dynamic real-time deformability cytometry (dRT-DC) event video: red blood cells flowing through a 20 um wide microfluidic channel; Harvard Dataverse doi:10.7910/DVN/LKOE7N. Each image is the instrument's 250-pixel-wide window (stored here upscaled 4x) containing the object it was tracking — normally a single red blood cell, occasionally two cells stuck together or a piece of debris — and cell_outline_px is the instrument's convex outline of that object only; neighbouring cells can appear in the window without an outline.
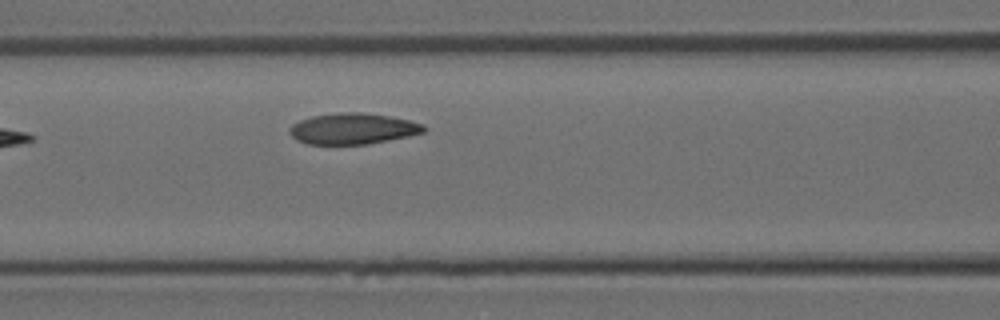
{"species": "Egyptian fruit bat (a non-hibernating species)", "species_latin": "Rousettus aegyptiacus", "temperature_condition": "room temperature", "stored_images_in_passage": 7, "camera_frame_rate_fps": 3000, "um_per_image_px": 0.085, "animal": {"sex": "female"}, "frame": {"image": 1, "passage_image": 7, "time_ms": 2.0, "image_size_px": [1000, 320], "cell_outline_px": [[428, 128], [424, 132], [408, 136], [368, 144], [308, 144], [296, 140], [292, 136], [288, 128], [292, 124], [300, 120], [312, 116], [340, 112], [360, 112], [388, 116], [408, 120], [424, 124]], "centroid_in_image_um": [29.99, 10.94], "position_along_channel_um": 136.6, "area_um2": 24.22}}